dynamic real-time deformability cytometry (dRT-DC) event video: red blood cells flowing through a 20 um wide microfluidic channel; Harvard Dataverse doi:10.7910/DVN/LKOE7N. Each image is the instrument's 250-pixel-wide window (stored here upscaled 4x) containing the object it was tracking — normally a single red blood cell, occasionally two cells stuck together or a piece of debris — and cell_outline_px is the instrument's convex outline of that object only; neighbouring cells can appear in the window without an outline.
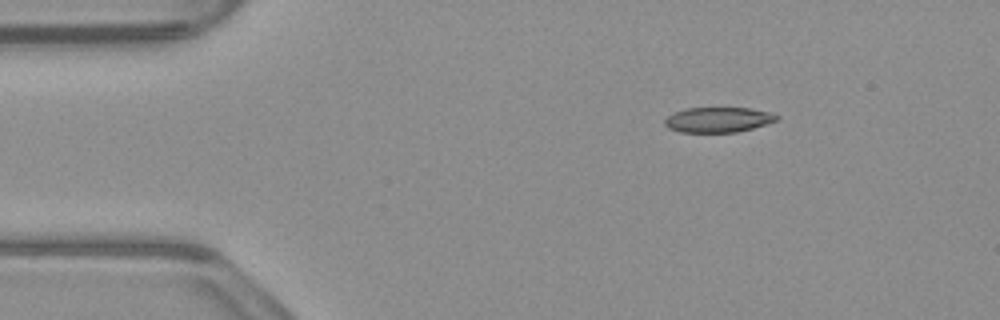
{"species": "common noctule bat (a hibernating species)", "species_latin": "Nyctalus noctula", "temperature_condition": "warm", "stored_images_in_passage": 46, "camera_frame_rate_fps": 3000, "um_per_image_px": 0.085, "animal": {"sex": "male", "body_mass_g": 23.1, "forearm_length_mm": 52.7}, "frame": {"image": 1, "passage_image": 1, "time_ms": 0.0, "image_size_px": [1000, 320], "cell_outline_px": [[780, 120], [752, 128], [736, 132], [680, 132], [668, 128], [664, 124], [664, 120], [668, 116], [684, 108], [752, 108], [768, 112], [780, 116]], "centroid_in_image_um": [61.06, 10.17], "position_along_channel_um": 23.9, "area_um2": 16.42}}
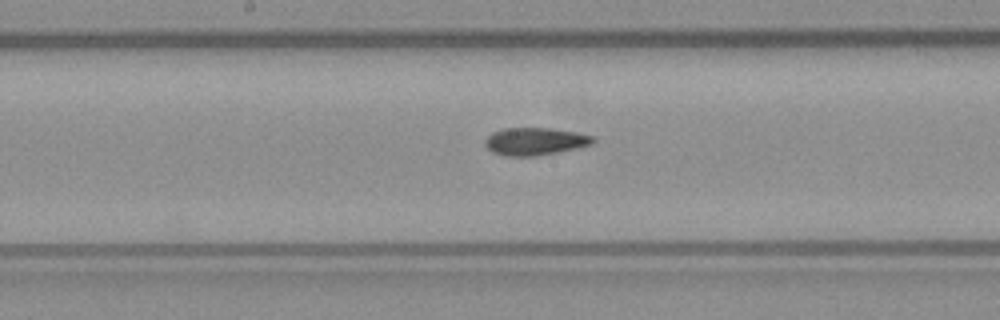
{"frame": {"image": 2, "passage_image": 20, "time_ms": 6.333, "image_size_px": [1000, 320], "cell_outline_px": [[596, 140], [592, 144], [576, 148], [536, 156], [504, 156], [492, 152], [484, 144], [484, 140], [492, 132], [504, 128], [552, 128], [576, 132], [596, 136]], "centroid_in_image_um": [45.48, 12.01], "position_along_channel_um": 202.7, "area_um2": 17.46}}
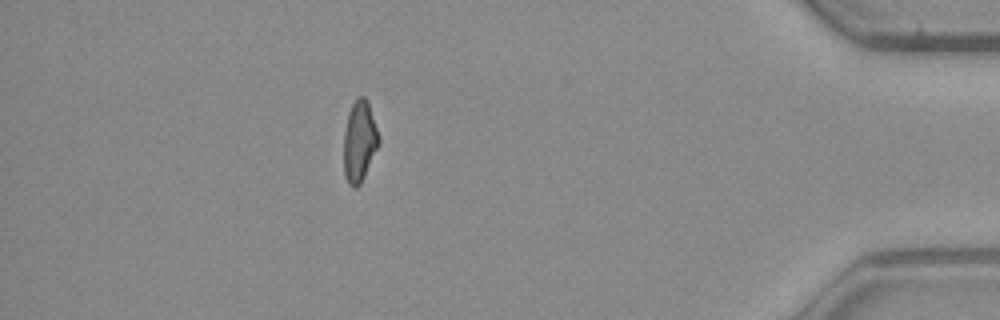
{"frame": {"image": 3, "passage_image": 40, "time_ms": 13.0, "image_size_px": [1000, 320], "cell_outline_px": [[380, 144], [360, 184], [356, 188], [352, 188], [348, 184], [344, 176], [344, 132], [348, 112], [356, 96], [364, 96], [368, 100], [380, 136]], "centroid_in_image_um": [30.56, 11.99], "position_along_channel_um": 404.6, "area_um2": 16.94}, "authors_computed_cell_mechanics": {"area_um2": 17.2244, "velocity_mm_per_s": 3.8494, "shape_relaxation_time_tau1_ms": null, "shape_relaxation_time_tau2_ms": 5.8829, "deformation_change_tau1": null, "deformation_change_tau2": 0.1579}}